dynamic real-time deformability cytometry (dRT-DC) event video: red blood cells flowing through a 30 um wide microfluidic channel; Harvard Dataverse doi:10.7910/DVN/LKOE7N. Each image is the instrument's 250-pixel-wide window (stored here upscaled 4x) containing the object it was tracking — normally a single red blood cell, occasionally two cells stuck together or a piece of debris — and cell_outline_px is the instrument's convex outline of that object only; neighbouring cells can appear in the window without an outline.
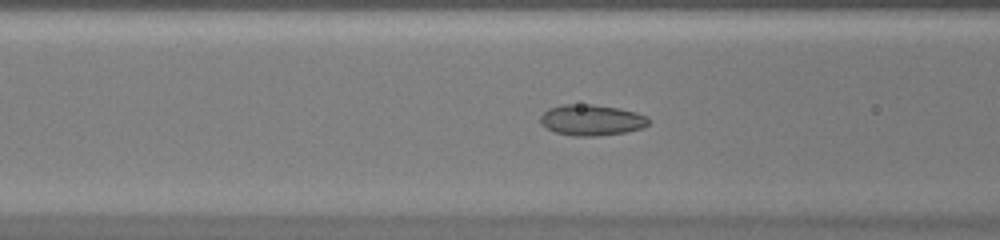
{"species": "common noctule bat (a hibernating species)", "species_latin": "Nyctalus noctula", "temperature_condition": "warm", "stored_images_in_passage": 50, "camera_frame_rate_fps": 3000, "um_per_image_px": 0.085, "animal": {"sex": "female", "body_mass_g": 20.0, "forearm_length_mm": 54.0}, "frame": {"image": 1, "passage_image": 21, "time_ms": 6.667, "image_size_px": [1000, 240], "cell_outline_px": [[648, 124], [644, 128], [624, 132], [600, 136], [576, 136], [556, 132], [540, 124], [540, 116], [548, 108], [564, 104], [592, 104], [616, 108], [636, 112], [648, 116]], "centroid_in_image_um": [50.28, 10.2], "position_along_channel_um": 116.3, "area_um2": 19.48}}
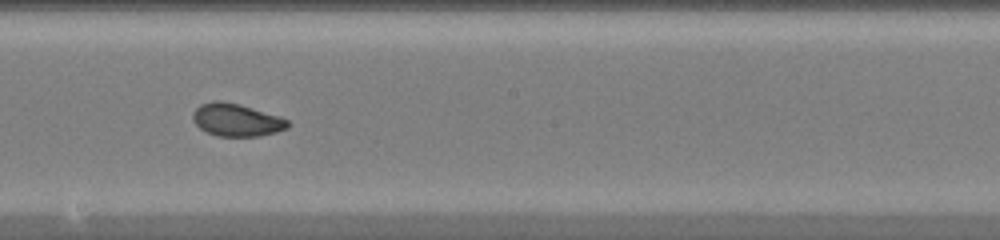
{"frame": {"image": 2, "passage_image": 29, "time_ms": 9.333, "image_size_px": [1000, 240], "cell_outline_px": [[288, 128], [276, 132], [260, 136], [216, 136], [200, 128], [192, 120], [192, 112], [200, 104], [212, 100], [220, 100], [240, 104], [280, 116], [288, 120]], "centroid_in_image_um": [20.08, 10.18], "position_along_channel_um": 228.1, "area_um2": 18.21}}
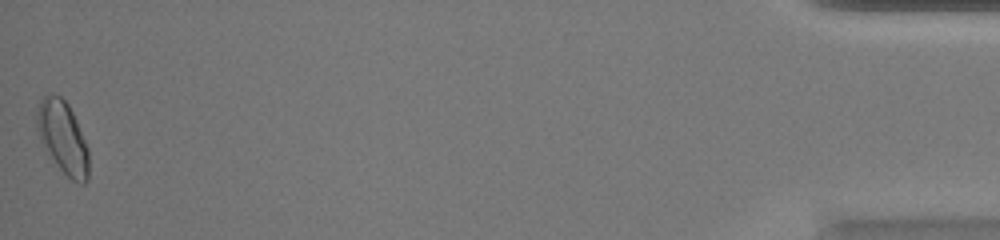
{"frame": {"image": 3, "passage_image": 50, "time_ms": 16.333, "image_size_px": [1000, 240], "cell_outline_px": [[88, 180], [84, 184], [80, 184], [72, 180], [60, 168], [40, 140], [36, 128], [36, 112], [40, 100], [48, 92], [60, 96], [68, 104], [76, 120], [88, 148]], "centroid_in_image_um": [5.33, 11.65], "position_along_channel_um": 429.9, "area_um2": 21.68}, "authors_computed_cell_mechanics": {"area_um2": 19.6809, "velocity_mm_per_s": 4.1979, "shape_relaxation_time_tau1_ms": null, "shape_relaxation_time_tau2_ms": 0.9248, "deformation_change_tau1": null, "deformation_change_tau2": 0.0389}}